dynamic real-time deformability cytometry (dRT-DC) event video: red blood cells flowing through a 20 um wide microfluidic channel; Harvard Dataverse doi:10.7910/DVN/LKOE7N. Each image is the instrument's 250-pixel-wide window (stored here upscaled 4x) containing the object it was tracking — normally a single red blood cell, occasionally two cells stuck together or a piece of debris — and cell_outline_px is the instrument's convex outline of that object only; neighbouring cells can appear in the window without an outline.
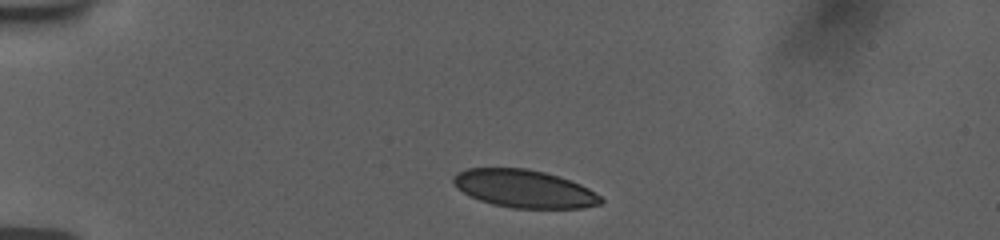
{"species": "human", "species_latin": "Homo sapiens", "temperature_condition": "room temperature", "stored_images_in_passage": 29, "camera_frame_rate_fps": 3000, "um_per_image_px": 0.085, "donor": {"sex": "female"}, "frame": {"image": 1, "passage_image": 1, "time_ms": 0.0, "image_size_px": [1000, 240], "cell_outline_px": [[604, 200], [600, 204], [584, 208], [512, 208], [492, 204], [480, 200], [464, 192], [452, 180], [452, 176], [456, 172], [468, 168], [528, 168], [544, 172], [580, 184], [588, 188], [600, 196]], "centroid_in_image_um": [44.56, 16.04], "position_along_channel_um": 40.4, "area_um2": 32.25}}
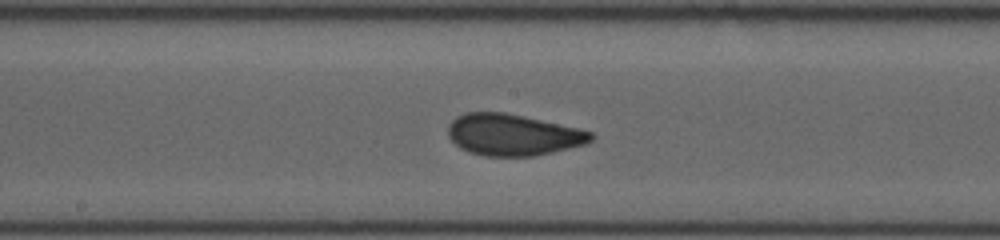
{"frame": {"image": 2, "passage_image": 16, "time_ms": 5.667, "image_size_px": [1000, 240], "cell_outline_px": [[596, 136], [588, 144], [552, 152], [532, 156], [484, 156], [468, 152], [460, 148], [448, 136], [448, 124], [456, 116], [464, 112], [504, 112], [524, 116], [580, 128], [592, 132]], "centroid_in_image_um": [43.61, 11.45], "position_along_channel_um": 204.6, "area_um2": 34.85}}
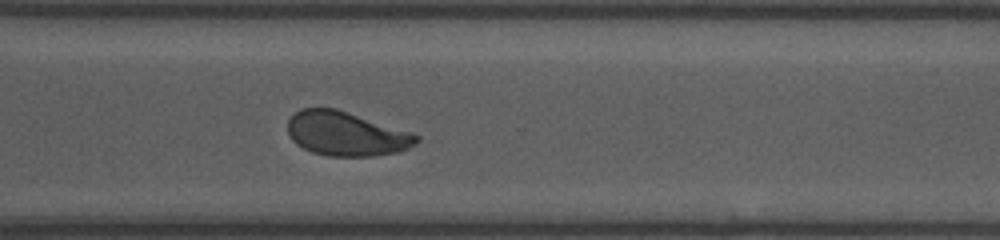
{"frame": {"image": 3, "passage_image": 28, "time_ms": 9.333, "image_size_px": [1000, 240], "cell_outline_px": [[420, 140], [416, 144], [400, 152], [372, 156], [328, 156], [312, 152], [296, 144], [292, 140], [288, 132], [288, 120], [300, 108], [336, 108], [412, 132], [420, 136]], "centroid_in_image_um": [29.45, 11.37], "position_along_channel_um": 341.2, "area_um2": 33.29}}